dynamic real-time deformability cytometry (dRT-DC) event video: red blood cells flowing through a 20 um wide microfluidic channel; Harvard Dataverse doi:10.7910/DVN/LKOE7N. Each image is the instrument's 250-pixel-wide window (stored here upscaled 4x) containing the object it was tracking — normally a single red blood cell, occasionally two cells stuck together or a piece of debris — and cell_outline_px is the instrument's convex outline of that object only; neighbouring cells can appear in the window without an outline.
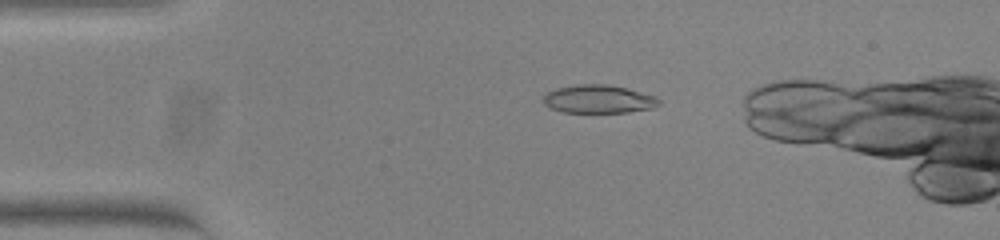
{"species": "common noctule bat (a hibernating species)", "species_latin": "Nyctalus noctula", "temperature_condition": "warm", "stored_images_in_passage": 46, "camera_frame_rate_fps": 3000, "um_per_image_px": 0.085, "animal": {"sex": "female", "body_mass_g": 23.0, "forearm_length_mm": 53.4}, "frame": {"image": 1, "passage_image": 10, "time_ms": 3.0, "image_size_px": [1000, 240], "cell_outline_px": [[660, 104], [652, 108], [628, 112], [560, 112], [544, 104], [544, 96], [548, 92], [556, 88], [576, 84], [604, 84], [628, 88], [656, 96], [660, 100]], "centroid_in_image_um": [50.9, 8.42], "position_along_channel_um": 34.1, "area_um2": 19.02}}
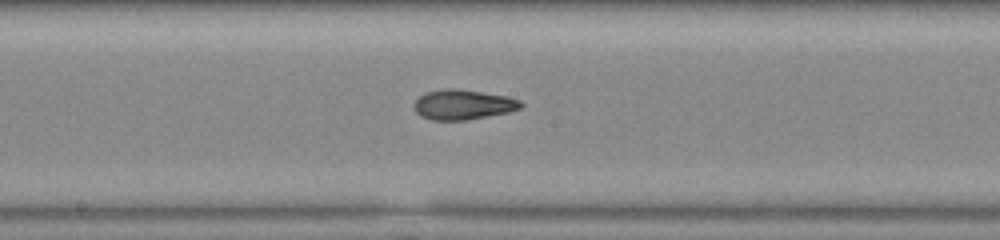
{"frame": {"image": 2, "passage_image": 27, "time_ms": 8.667, "image_size_px": [1000, 240], "cell_outline_px": [[524, 104], [520, 108], [508, 112], [464, 120], [432, 120], [420, 116], [416, 112], [416, 100], [424, 92], [444, 88], [456, 88], [504, 96], [520, 100]], "centroid_in_image_um": [39.34, 8.88], "position_along_channel_um": 208.9, "area_um2": 18.38}}
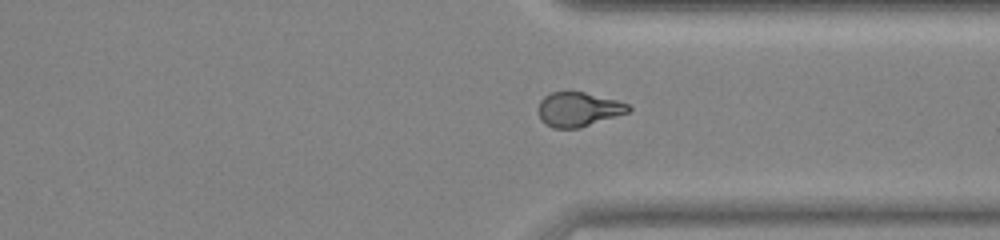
{"frame": {"image": 3, "passage_image": 39, "time_ms": 12.667, "image_size_px": [1000, 240], "cell_outline_px": [[632, 108], [628, 112], [580, 128], [552, 128], [544, 124], [540, 120], [540, 100], [544, 96], [552, 92], [584, 92], [616, 100], [628, 104]], "centroid_in_image_um": [49.15, 9.3], "position_along_channel_um": 362.2, "area_um2": 17.86}, "authors_computed_cell_mechanics": {"area_um2": 18.4382, "velocity_mm_per_s": 3.8324, "shape_relaxation_time_tau1_ms": 5.779, "shape_relaxation_time_tau2_ms": 1.5574, "deformation_change_tau1": 0.1985, "deformation_change_tau2": 0.0796}}